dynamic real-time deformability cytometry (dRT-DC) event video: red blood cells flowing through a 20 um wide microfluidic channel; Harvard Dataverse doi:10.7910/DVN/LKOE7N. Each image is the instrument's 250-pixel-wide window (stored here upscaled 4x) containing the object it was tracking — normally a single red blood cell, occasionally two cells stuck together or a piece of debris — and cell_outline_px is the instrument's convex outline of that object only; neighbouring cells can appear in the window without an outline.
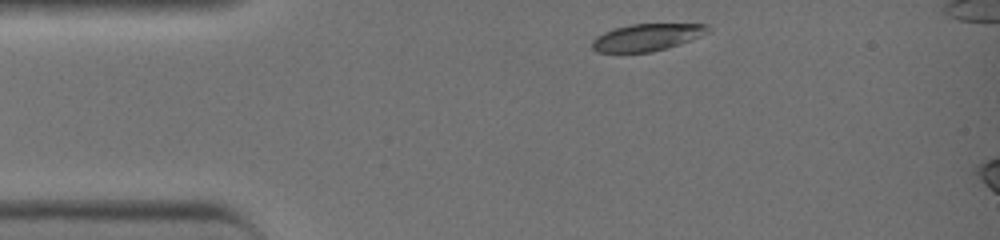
{"species": "common noctule bat (a hibernating species)", "species_latin": "Nyctalus noctula", "temperature_condition": "warm", "stored_images_in_passage": 31, "camera_frame_rate_fps": 3000, "um_per_image_px": 0.085, "animal": {"sex": "female", "body_mass_g": 19.0, "forearm_length_mm": 51.5}, "frame": {"image": 1, "passage_image": 1, "time_ms": 0.0, "image_size_px": [1000, 240], "cell_outline_px": [[712, 32], [692, 40], [680, 44], [652, 52], [596, 52], [592, 48], [592, 40], [596, 36], [604, 32], [616, 28], [632, 24], [708, 24], [712, 28]], "centroid_in_image_um": [55.05, 3.17], "position_along_channel_um": 29.9, "area_um2": 18.44}}
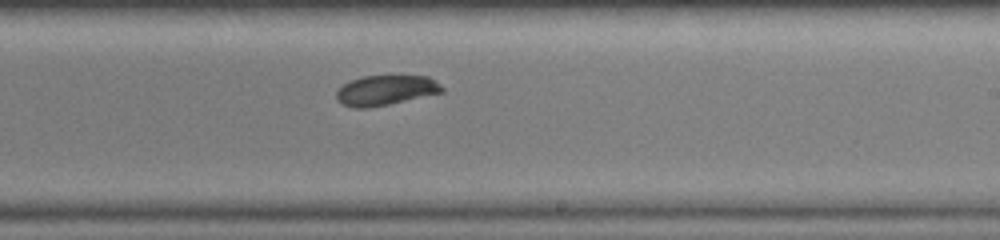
{"frame": {"image": 2, "passage_image": 19, "time_ms": 6.0, "image_size_px": [1000, 240], "cell_outline_px": [[444, 92], [388, 104], [368, 108], [352, 108], [340, 104], [336, 100], [336, 92], [344, 84], [352, 80], [364, 76], [428, 76], [440, 84], [444, 88]], "centroid_in_image_um": [32.76, 7.68], "position_along_channel_um": 256.2, "area_um2": 18.44}}
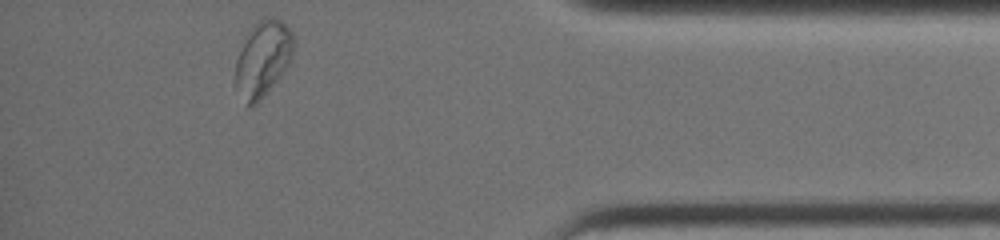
{"frame": {"image": 3, "passage_image": 31, "time_ms": 10.0, "image_size_px": [1000, 240], "cell_outline_px": [[292, 60], [260, 100], [252, 108], [248, 108], [244, 104], [232, 80], [236, 60], [252, 24], [264, 16], [272, 16], [280, 20], [292, 32]], "centroid_in_image_um": [22.28, 5.01], "position_along_channel_um": 412.9, "area_um2": 25.84}, "authors_computed_cell_mechanics": {"area_um2": 19.5942, "velocity_mm_per_s": 4.5318, "shape_relaxation_time_tau1_ms": 1.7812, "shape_relaxation_time_tau2_ms": null, "deformation_change_tau1": 0.0836, "deformation_change_tau2": null}}